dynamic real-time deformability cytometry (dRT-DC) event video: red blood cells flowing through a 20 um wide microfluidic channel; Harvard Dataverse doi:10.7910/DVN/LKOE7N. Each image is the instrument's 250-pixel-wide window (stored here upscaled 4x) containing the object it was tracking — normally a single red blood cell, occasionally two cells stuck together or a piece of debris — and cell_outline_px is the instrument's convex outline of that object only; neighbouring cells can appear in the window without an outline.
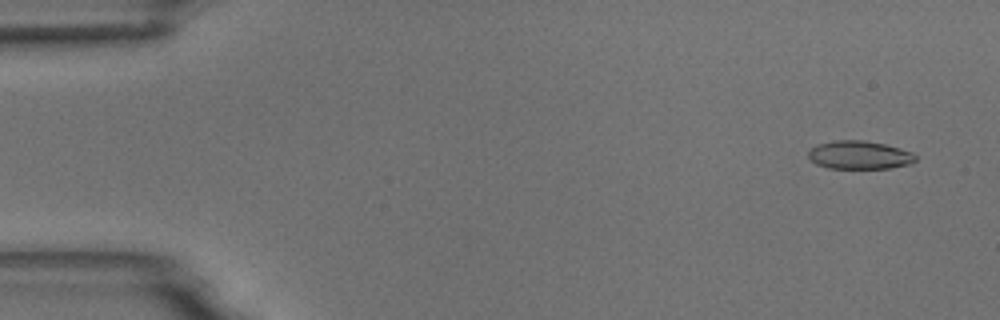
{"species": "common noctule bat (a hibernating species)", "species_latin": "Nyctalus noctula", "temperature_condition": "room temperature", "stored_images_in_passage": 4, "camera_frame_rate_fps": 3000, "um_per_image_px": 0.085, "animal": {"sex": "male", "body_mass_g": 18.8}, "frame": {"image": 1, "passage_image": 1, "time_ms": 0.0, "image_size_px": [1000, 320], "cell_outline_px": [[916, 160], [908, 164], [888, 168], [828, 168], [816, 164], [808, 156], [808, 152], [816, 144], [836, 140], [864, 140], [884, 144], [900, 148], [912, 152], [916, 156]], "centroid_in_image_um": [73.03, 13.17], "position_along_channel_um": 12.0, "area_um2": 17.57}}
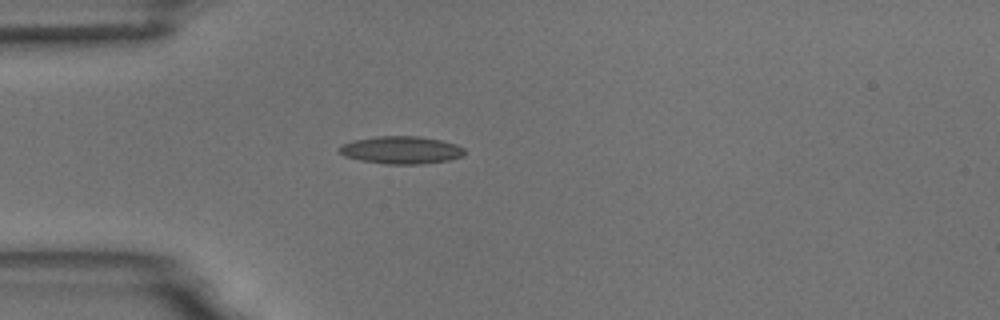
{"frame": {"image": 2, "passage_image": 4, "time_ms": 4.0, "image_size_px": [1000, 320], "cell_outline_px": [[464, 156], [448, 160], [420, 164], [388, 164], [360, 160], [344, 156], [336, 152], [336, 148], [352, 140], [376, 136], [420, 136], [440, 140], [456, 144], [464, 148]], "centroid_in_image_um": [34.06, 12.75], "position_along_channel_um": 50.9, "area_um2": 20.29}}